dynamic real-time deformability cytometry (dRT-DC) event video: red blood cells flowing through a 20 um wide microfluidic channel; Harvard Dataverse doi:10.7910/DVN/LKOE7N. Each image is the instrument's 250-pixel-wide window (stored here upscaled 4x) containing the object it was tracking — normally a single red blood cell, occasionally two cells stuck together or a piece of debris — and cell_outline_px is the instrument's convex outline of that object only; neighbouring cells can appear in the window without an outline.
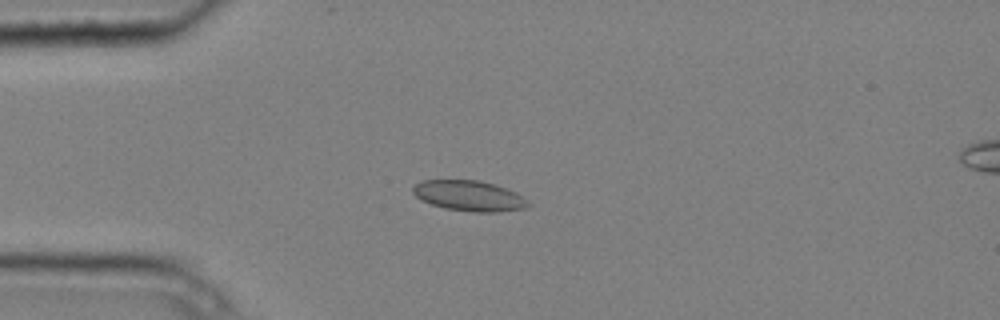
{"species": "common noctule bat (a hibernating species)", "species_latin": "Nyctalus noctula", "temperature_condition": "cold", "stored_images_in_passage": 8, "camera_frame_rate_fps": 3000, "um_per_image_px": 0.085, "animal": {"sex": "male", "body_mass_g": 20.4}, "frame": {"image": 1, "passage_image": 2, "time_ms": 0.333, "image_size_px": [1000, 320], "cell_outline_px": [[532, 204], [528, 208], [496, 212], [472, 212], [444, 208], [420, 200], [412, 192], [412, 188], [416, 184], [424, 180], [476, 180], [492, 184], [516, 192], [528, 200]], "centroid_in_image_um": [39.89, 16.66], "position_along_channel_um": 45.1, "area_um2": 20.46}}
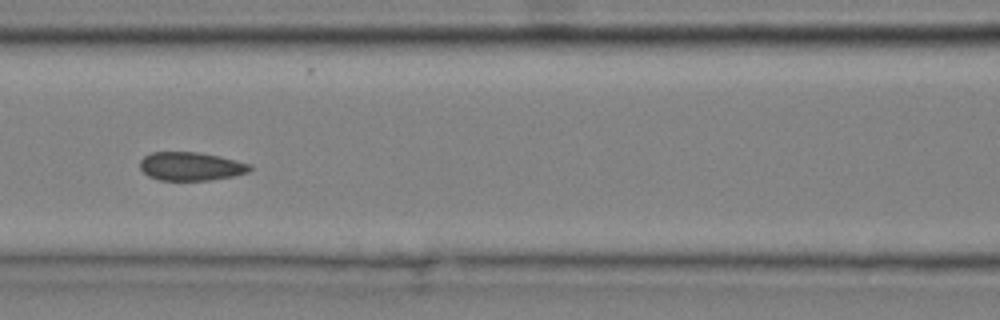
{"frame": {"image": 2, "passage_image": 5, "time_ms": 1.333, "image_size_px": [1000, 320], "cell_outline_px": [[252, 168], [248, 172], [232, 176], [208, 180], [160, 180], [148, 176], [140, 168], [140, 160], [144, 156], [152, 152], [200, 152], [220, 156], [252, 164]], "centroid_in_image_um": [16.23, 14.13], "position_along_channel_um": 150.4, "area_um2": 18.26}}
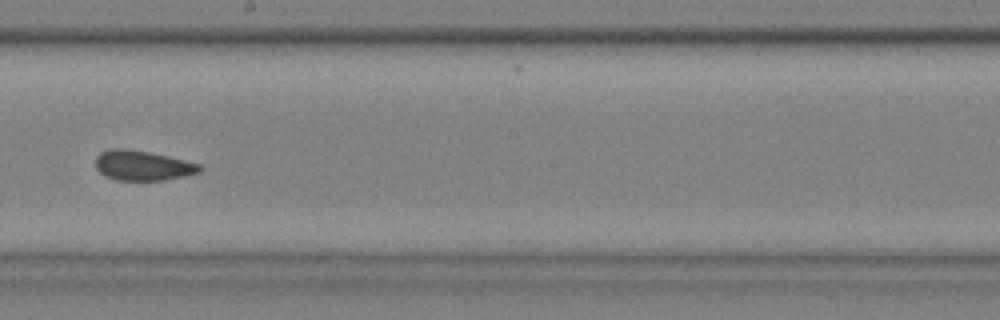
{"frame": {"image": 3, "passage_image": 7, "time_ms": 2.0, "image_size_px": [1000, 320], "cell_outline_px": [[204, 168], [200, 172], [184, 176], [164, 180], [116, 180], [104, 176], [96, 168], [96, 156], [100, 152], [112, 148], [124, 148], [148, 152], [184, 160], [200, 164]], "centroid_in_image_um": [12.11, 14.07], "position_along_channel_um": 236.1, "area_um2": 18.15}}